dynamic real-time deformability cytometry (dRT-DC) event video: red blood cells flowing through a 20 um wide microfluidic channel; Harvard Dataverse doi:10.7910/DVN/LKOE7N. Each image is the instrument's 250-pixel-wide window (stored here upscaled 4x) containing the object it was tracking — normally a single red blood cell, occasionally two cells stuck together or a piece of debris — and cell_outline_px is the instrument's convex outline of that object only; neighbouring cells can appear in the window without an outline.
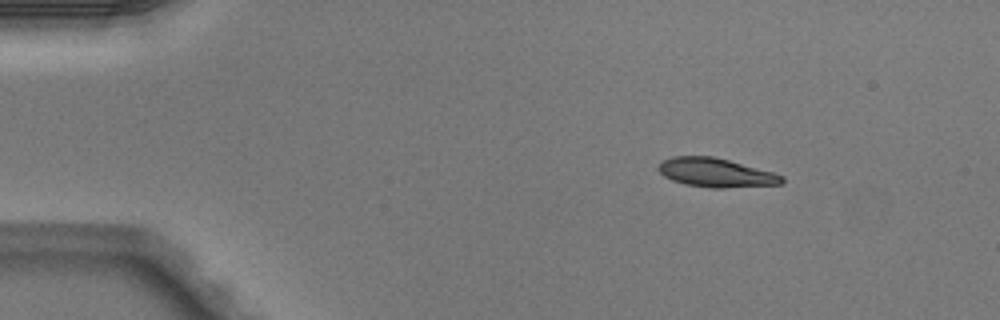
{"species": "Egyptian fruit bat (a non-hibernating species)", "species_latin": "Rousettus aegyptiacus", "temperature_condition": "warm", "stored_images_in_passage": 3, "camera_frame_rate_fps": 3000, "um_per_image_px": 0.085, "animal": {"sex": "male"}, "frame": {"image": 1, "passage_image": 3, "time_ms": 0.667, "image_size_px": [1000, 320], "cell_outline_px": [[784, 184], [724, 188], [712, 188], [684, 184], [672, 180], [664, 176], [656, 168], [664, 160], [672, 156], [712, 156], [728, 160], [772, 172], [784, 176]], "centroid_in_image_um": [60.85, 14.68], "position_along_channel_um": 24.2, "area_um2": 20.75}}